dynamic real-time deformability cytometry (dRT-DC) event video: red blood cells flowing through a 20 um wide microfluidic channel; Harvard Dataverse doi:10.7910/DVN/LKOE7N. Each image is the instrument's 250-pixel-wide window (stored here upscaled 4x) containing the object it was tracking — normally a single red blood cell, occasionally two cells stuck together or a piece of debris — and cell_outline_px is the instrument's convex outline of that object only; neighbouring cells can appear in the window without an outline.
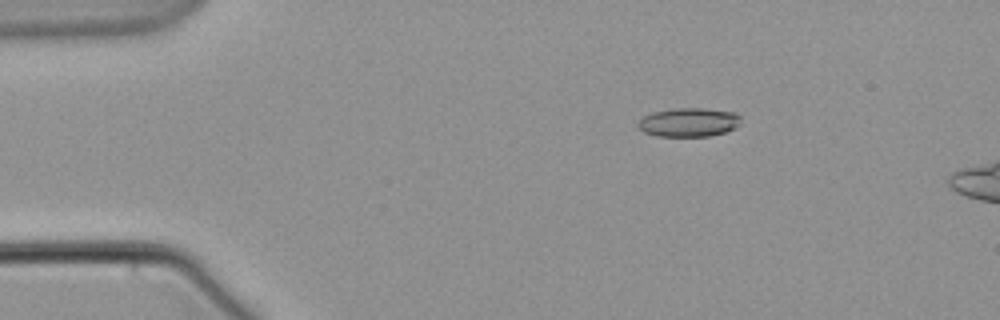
{"species": "common noctule bat (a hibernating species)", "species_latin": "Nyctalus noctula", "temperature_condition": "warm", "stored_images_in_passage": 6, "camera_frame_rate_fps": 3000, "um_per_image_px": 0.085, "animal": {"sex": "male", "body_mass_g": 21.5, "forearm_length_mm": 52.0}, "frame": {"image": 1, "passage_image": 3, "time_ms": 3.333, "image_size_px": [1000, 320], "cell_outline_px": [[740, 124], [736, 128], [724, 132], [708, 136], [656, 136], [644, 132], [636, 124], [644, 116], [652, 112], [676, 108], [700, 108], [736, 112], [740, 116]], "centroid_in_image_um": [58.56, 10.39], "position_along_channel_um": 26.4, "area_um2": 17.28}}